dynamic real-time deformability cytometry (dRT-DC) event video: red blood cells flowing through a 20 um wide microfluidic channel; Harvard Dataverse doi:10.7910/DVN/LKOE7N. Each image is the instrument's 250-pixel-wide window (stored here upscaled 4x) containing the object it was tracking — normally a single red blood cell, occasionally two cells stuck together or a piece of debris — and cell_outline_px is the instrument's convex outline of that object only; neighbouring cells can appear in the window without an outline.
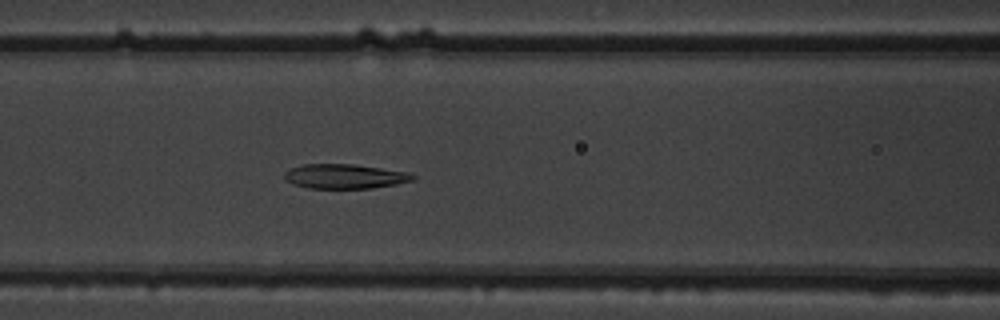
{"species": "common noctule bat (a hibernating species)", "species_latin": "Nyctalus noctula", "temperature_condition": "warm", "stored_images_in_passage": 53, "camera_frame_rate_fps": 3000, "um_per_image_px": 0.085, "animal": {"sex": "male", "body_mass_g": 19.5, "forearm_length_mm": 54.6}, "frame": {"image": 1, "passage_image": 23, "time_ms": 7.333, "image_size_px": [1000, 320], "cell_outline_px": [[416, 180], [396, 184], [372, 188], [308, 188], [292, 184], [284, 180], [284, 172], [292, 168], [304, 164], [356, 164], [408, 172], [416, 176]], "centroid_in_image_um": [29.31, 14.99], "position_along_channel_um": 137.3, "area_um2": 18.5}}
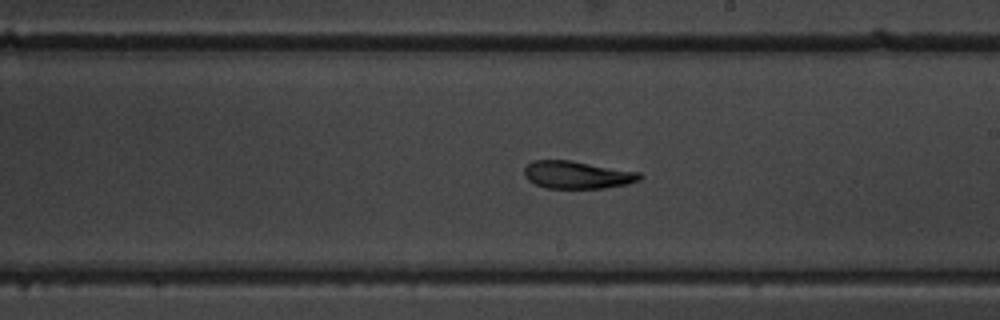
{"frame": {"image": 2, "passage_image": 31, "time_ms": 10.0, "image_size_px": [1000, 320], "cell_outline_px": [[644, 176], [640, 180], [628, 184], [604, 188], [544, 188], [528, 180], [524, 176], [524, 168], [532, 160], [568, 160], [640, 172]], "centroid_in_image_um": [49.07, 14.86], "position_along_channel_um": 239.9, "area_um2": 18.61}}
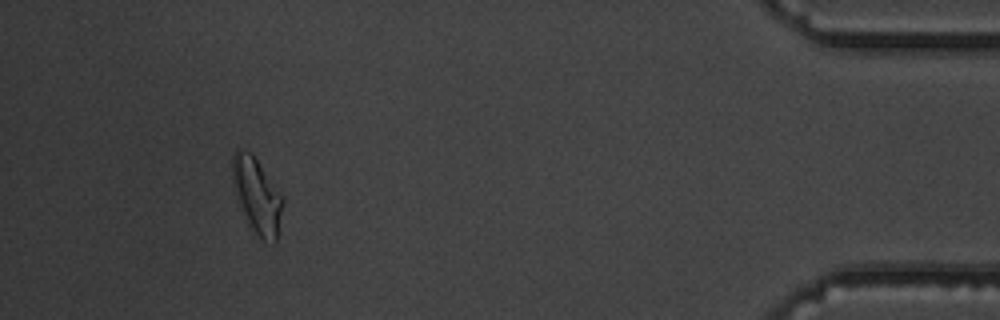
{"frame": {"image": 3, "passage_image": 49, "time_ms": 16.0, "image_size_px": [1000, 320], "cell_outline_px": [[284, 204], [276, 244], [272, 244], [256, 236], [240, 208], [232, 180], [232, 152], [236, 148], [244, 148], [252, 152], [284, 196]], "centroid_in_image_um": [21.86, 16.6], "position_along_channel_um": 413.3, "area_um2": 22.83}, "authors_computed_cell_mechanics": {"area_um2": 19.8254, "velocity_mm_per_s": 3.8713, "shape_relaxation_time_tau1_ms": 5.3796, "shape_relaxation_time_tau2_ms": 3.6033, "deformation_change_tau1": 0.2071, "deformation_change_tau2": 0.1391}}